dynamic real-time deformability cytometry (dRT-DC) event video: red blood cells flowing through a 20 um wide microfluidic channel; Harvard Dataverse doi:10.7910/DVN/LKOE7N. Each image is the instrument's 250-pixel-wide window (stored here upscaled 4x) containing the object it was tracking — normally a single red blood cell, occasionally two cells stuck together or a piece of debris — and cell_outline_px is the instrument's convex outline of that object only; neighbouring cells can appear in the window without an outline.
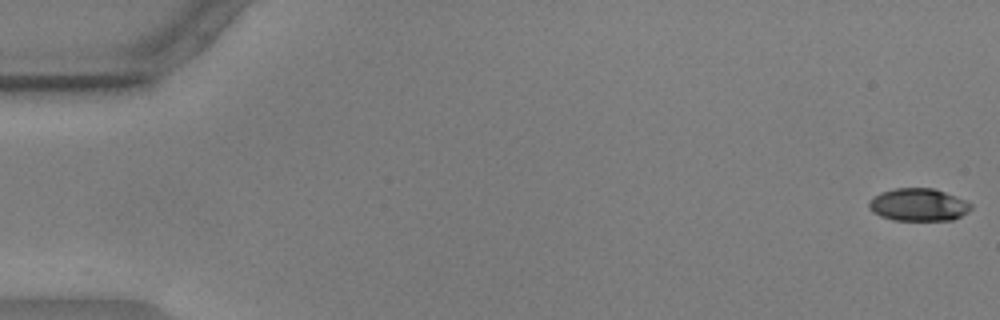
{"species": "common noctule bat (a hibernating species)", "species_latin": "Nyctalus noctula", "temperature_condition": "warm", "stored_images_in_passage": 56, "camera_frame_rate_fps": 3000, "um_per_image_px": 0.085, "animal": {"sex": "male", "body_mass_g": 17.9, "forearm_length_mm": 54.2}, "frame": {"image": 1, "passage_image": 1, "time_ms": 0.0, "image_size_px": [1000, 320], "cell_outline_px": [[972, 208], [968, 212], [952, 220], [892, 220], [880, 216], [872, 212], [868, 208], [868, 200], [880, 192], [896, 188], [932, 188], [944, 192], [964, 200], [972, 204]], "centroid_in_image_um": [78.02, 17.41], "position_along_channel_um": 7.0, "area_um2": 19.42}}
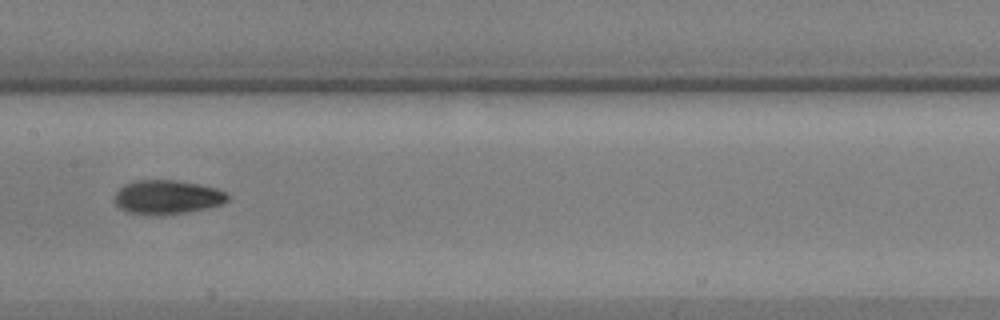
{"frame": {"image": 2, "passage_image": 29, "time_ms": 9.333, "image_size_px": [1000, 320], "cell_outline_px": [[228, 200], [224, 204], [184, 212], [128, 212], [120, 208], [116, 204], [116, 192], [124, 184], [136, 180], [176, 180], [200, 184], [216, 188], [228, 192]], "centroid_in_image_um": [14.27, 16.7], "position_along_channel_um": 193.1, "area_um2": 21.62}}
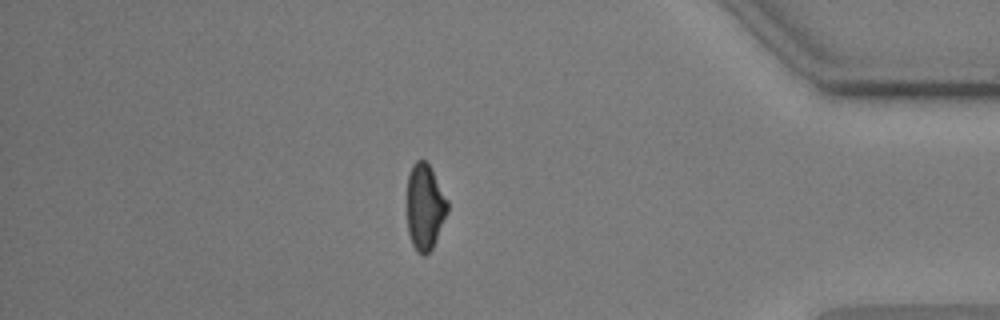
{"frame": {"image": 3, "passage_image": 49, "time_ms": 16.0, "image_size_px": [1000, 320], "cell_outline_px": [[448, 212], [436, 240], [432, 248], [424, 256], [416, 252], [412, 244], [408, 232], [408, 176], [412, 164], [416, 160], [424, 160], [428, 164], [448, 200]], "centroid_in_image_um": [36.12, 17.61], "position_along_channel_um": 399.1, "area_um2": 20.11}, "authors_computed_cell_mechanics": {"area_um2": 21.0103, "velocity_mm_per_s": 3.597, "shape_relaxation_time_tau1_ms": 3.9376, "shape_relaxation_time_tau2_ms": 2.5823, "deformation_change_tau1": 0.155, "deformation_change_tau2": 0.075}}